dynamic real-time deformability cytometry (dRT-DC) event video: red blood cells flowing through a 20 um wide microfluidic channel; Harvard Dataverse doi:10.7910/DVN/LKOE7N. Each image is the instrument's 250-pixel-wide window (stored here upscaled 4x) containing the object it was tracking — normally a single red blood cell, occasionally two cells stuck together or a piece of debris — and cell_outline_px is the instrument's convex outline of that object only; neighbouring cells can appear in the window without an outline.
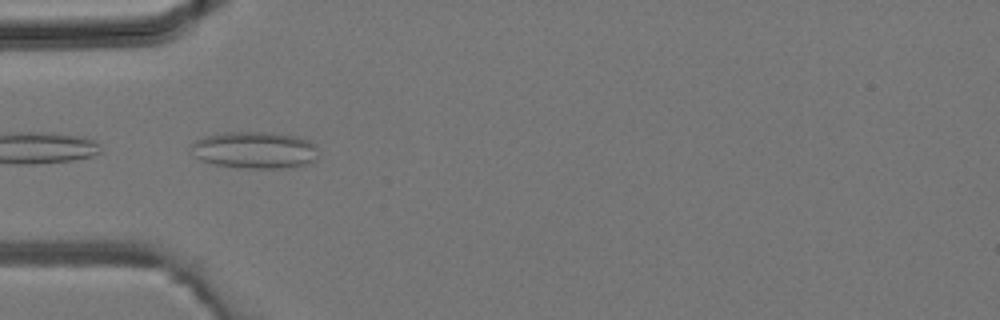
{"species": "common noctule bat (a hibernating species)", "species_latin": "Nyctalus noctula", "temperature_condition": "room temperature", "stored_images_in_passage": 5, "camera_frame_rate_fps": 3000, "um_per_image_px": 0.085, "animal": {"sex": "male", "body_mass_g": 19.2, "forearm_length_mm": 51.8}, "frame": {"image": 1, "passage_image": 4, "time_ms": 1.0, "image_size_px": [1000, 320], "cell_outline_px": [[316, 160], [304, 164], [288, 168], [248, 168], [216, 164], [200, 160], [188, 152], [188, 148], [196, 140], [204, 136], [224, 132], [272, 132], [296, 136], [308, 140], [316, 144]], "centroid_in_image_um": [21.61, 12.74], "position_along_channel_um": 63.4, "area_um2": 27.57}}